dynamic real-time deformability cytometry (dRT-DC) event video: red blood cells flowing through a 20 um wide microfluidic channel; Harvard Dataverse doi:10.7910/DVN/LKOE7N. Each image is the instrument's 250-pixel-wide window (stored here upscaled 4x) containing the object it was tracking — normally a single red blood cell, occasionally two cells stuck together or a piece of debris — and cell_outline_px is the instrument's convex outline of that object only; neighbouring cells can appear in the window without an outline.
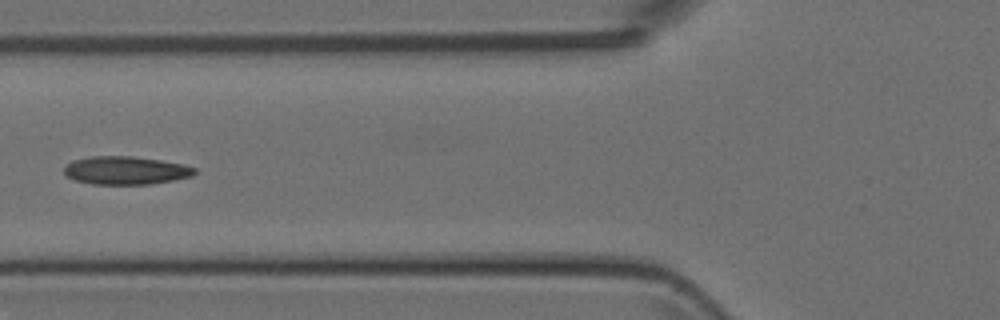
{"species": "Egyptian fruit bat (a non-hibernating species)", "species_latin": "Rousettus aegyptiacus", "temperature_condition": "room temperature", "stored_images_in_passage": 6, "camera_frame_rate_fps": 3000, "um_per_image_px": 0.085, "animal": {"sex": "female"}, "frame": {"image": 1, "passage_image": 5, "time_ms": 4.333, "image_size_px": [1000, 320], "cell_outline_px": [[196, 172], [192, 176], [172, 180], [148, 184], [92, 184], [76, 180], [68, 176], [64, 172], [64, 168], [72, 160], [92, 156], [132, 156], [160, 160], [184, 164], [196, 168]], "centroid_in_image_um": [10.7, 14.48], "position_along_channel_um": 115.1, "area_um2": 21.27}}
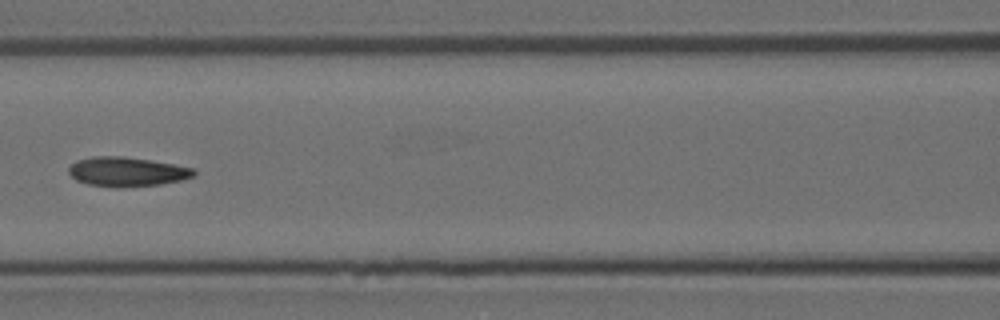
{"frame": {"image": 2, "passage_image": 6, "time_ms": 5.333, "image_size_px": [1000, 320], "cell_outline_px": [[196, 172], [192, 176], [180, 180], [160, 184], [116, 188], [88, 184], [76, 180], [68, 172], [68, 168], [76, 160], [92, 156], [124, 156], [196, 168]], "centroid_in_image_um": [10.75, 14.59], "position_along_channel_um": 155.8, "area_um2": 21.39}}